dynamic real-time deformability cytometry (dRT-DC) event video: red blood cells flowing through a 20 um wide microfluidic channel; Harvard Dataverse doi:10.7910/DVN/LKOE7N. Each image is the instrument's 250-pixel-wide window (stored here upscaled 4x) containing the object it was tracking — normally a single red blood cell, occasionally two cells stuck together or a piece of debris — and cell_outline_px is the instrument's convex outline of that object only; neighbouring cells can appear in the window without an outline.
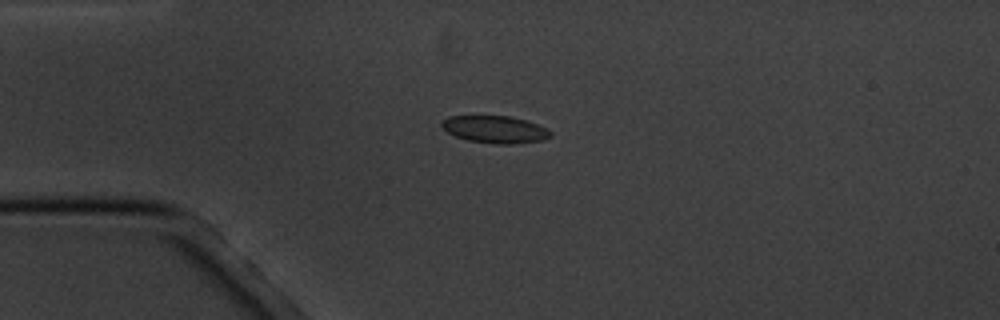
{"species": "common noctule bat (a hibernating species)", "species_latin": "Nyctalus noctula", "temperature_condition": "cold", "stored_images_in_passage": 4, "camera_frame_rate_fps": 3000, "um_per_image_px": 0.085, "animal": {"sex": "male", "body_mass_g": 20.1, "forearm_length_mm": 53.5}, "frame": {"image": 1, "passage_image": 3, "time_ms": 3.0, "image_size_px": [1000, 320], "cell_outline_px": [[552, 136], [544, 140], [512, 144], [496, 144], [468, 140], [456, 136], [448, 132], [440, 124], [448, 116], [508, 116], [524, 120], [548, 128], [552, 132]], "centroid_in_image_um": [42.12, 11.0], "position_along_channel_um": 42.9, "area_um2": 17.17}}